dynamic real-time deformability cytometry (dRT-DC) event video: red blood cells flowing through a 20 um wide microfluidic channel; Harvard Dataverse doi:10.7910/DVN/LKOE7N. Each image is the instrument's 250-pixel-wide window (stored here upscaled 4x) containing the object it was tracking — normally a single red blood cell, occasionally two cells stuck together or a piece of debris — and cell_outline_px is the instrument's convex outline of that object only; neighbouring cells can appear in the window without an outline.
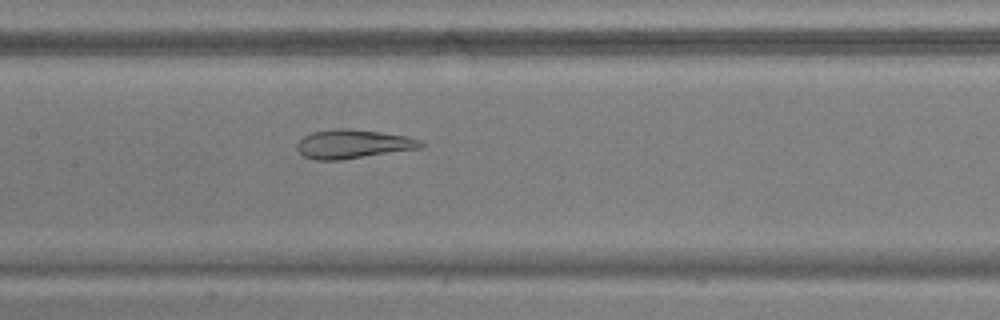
{"species": "common noctule bat (a hibernating species)", "species_latin": "Nyctalus noctula", "temperature_condition": "warm", "stored_images_in_passage": 42, "camera_frame_rate_fps": 3000, "um_per_image_px": 0.085, "animal": {"sex": "male", "body_mass_g": 17.9, "forearm_length_mm": 54.2}, "frame": {"image": 1, "passage_image": 18, "time_ms": 5.667, "image_size_px": [1000, 320], "cell_outline_px": [[424, 144], [420, 148], [340, 160], [316, 160], [304, 156], [296, 148], [296, 144], [304, 136], [312, 132], [336, 128], [348, 128], [380, 132], [408, 136], [420, 140]], "centroid_in_image_um": [29.99, 12.23], "position_along_channel_um": 177.4, "area_um2": 20.75}}
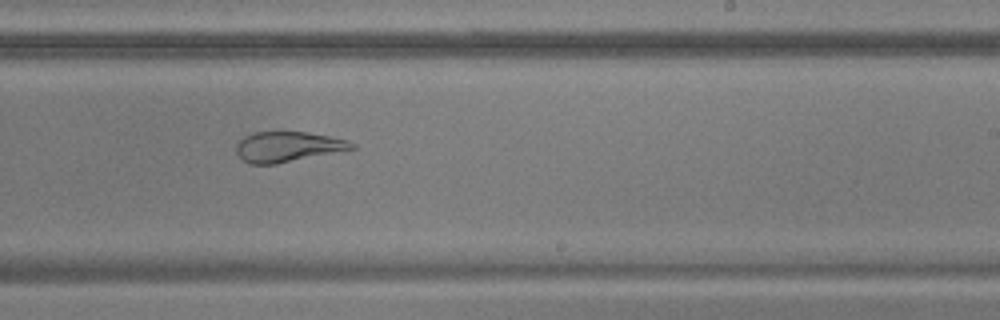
{"frame": {"image": 2, "passage_image": 25, "time_ms": 8.0, "image_size_px": [1000, 320], "cell_outline_px": [[356, 148], [276, 164], [248, 164], [236, 152], [236, 144], [244, 136], [252, 132], [308, 132], [348, 140], [356, 144]], "centroid_in_image_um": [24.45, 12.47], "position_along_channel_um": 264.6, "area_um2": 20.29}}
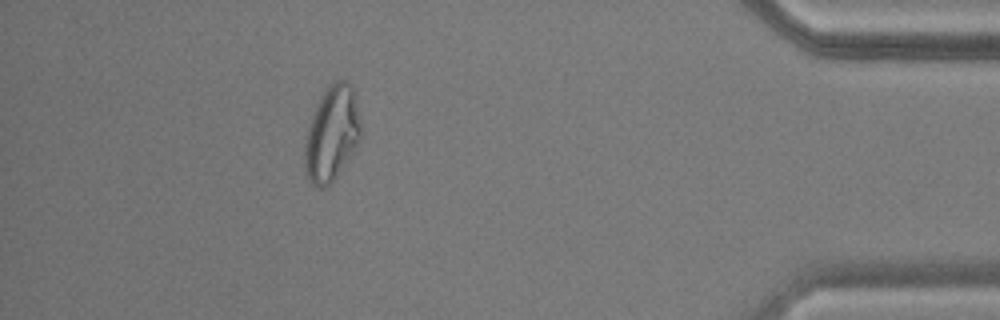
{"frame": {"image": 3, "passage_image": 40, "time_ms": 13.0, "image_size_px": [1000, 320], "cell_outline_px": [[360, 136], [356, 148], [336, 176], [324, 188], [320, 188], [312, 184], [304, 172], [304, 144], [308, 124], [312, 112], [320, 96], [328, 84], [336, 80], [344, 80], [352, 88], [360, 120]], "centroid_in_image_um": [28.16, 11.36], "position_along_channel_um": 407.0, "area_um2": 31.04}, "authors_computed_cell_mechanics": {"area_um2": 24.854, "velocity_mm_per_s": 3.7474, "shape_relaxation_time_tau1_ms": null, "shape_relaxation_time_tau2_ms": 2.202, "deformation_change_tau1": null, "deformation_change_tau2": 0.0454}}